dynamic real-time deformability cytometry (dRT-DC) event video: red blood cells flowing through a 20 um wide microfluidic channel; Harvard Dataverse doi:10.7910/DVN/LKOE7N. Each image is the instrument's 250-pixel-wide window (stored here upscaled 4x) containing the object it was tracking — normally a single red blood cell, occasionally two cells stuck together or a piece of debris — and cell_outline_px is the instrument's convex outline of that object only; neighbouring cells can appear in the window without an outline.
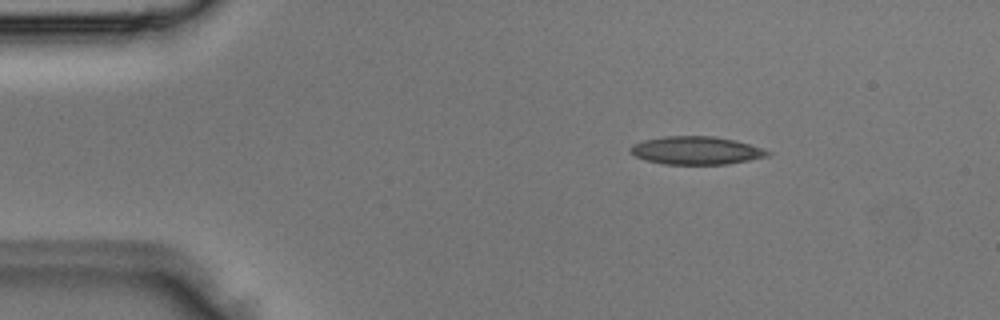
{"species": "Egyptian fruit bat (a non-hibernating species)", "species_latin": "Rousettus aegyptiacus", "temperature_condition": "room temperature", "stored_images_in_passage": 4, "camera_frame_rate_fps": 3000, "um_per_image_px": 0.085, "animal": {"sex": "male"}, "frame": {"image": 1, "passage_image": 4, "time_ms": 1.0, "image_size_px": [1000, 320], "cell_outline_px": [[772, 152], [768, 156], [728, 164], [664, 164], [644, 160], [628, 152], [628, 148], [632, 144], [644, 140], [664, 136], [716, 136], [736, 140], [764, 148]], "centroid_in_image_um": [59.16, 12.78], "position_along_channel_um": 25.8, "area_um2": 22.66}}